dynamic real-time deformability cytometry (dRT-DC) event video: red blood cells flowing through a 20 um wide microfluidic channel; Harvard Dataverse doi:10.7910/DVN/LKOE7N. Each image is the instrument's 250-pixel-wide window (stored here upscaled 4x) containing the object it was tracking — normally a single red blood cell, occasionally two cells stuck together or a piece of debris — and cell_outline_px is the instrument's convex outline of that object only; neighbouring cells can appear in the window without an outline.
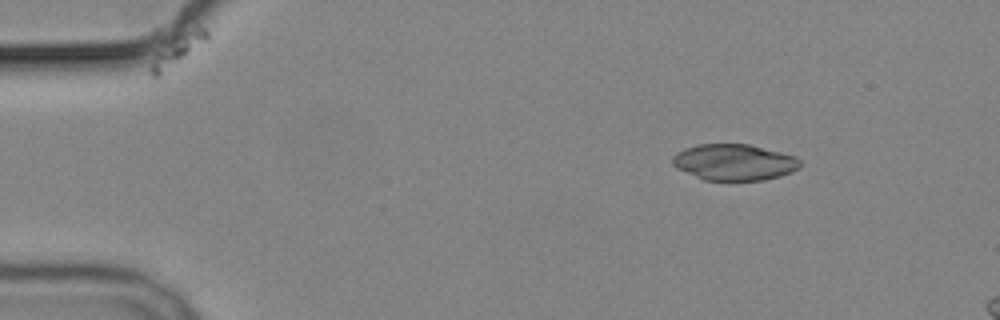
{"species": "common noctule bat (a hibernating species)", "species_latin": "Nyctalus noctula", "temperature_condition": "cold", "stored_images_in_passage": 5, "camera_frame_rate_fps": 3000, "um_per_image_px": 0.085, "animal": {"sex": "male", "body_mass_g": 19.2, "forearm_length_mm": 51.8}, "frame": {"image": 1, "passage_image": 1, "time_ms": 0.0, "image_size_px": [1000, 320], "cell_outline_px": [[800, 168], [792, 172], [780, 176], [764, 180], [704, 180], [676, 168], [672, 164], [672, 156], [676, 152], [684, 148], [696, 144], [748, 144], [796, 156], [800, 160]], "centroid_in_image_um": [62.39, 13.79], "position_along_channel_um": 22.6, "area_um2": 27.05}}